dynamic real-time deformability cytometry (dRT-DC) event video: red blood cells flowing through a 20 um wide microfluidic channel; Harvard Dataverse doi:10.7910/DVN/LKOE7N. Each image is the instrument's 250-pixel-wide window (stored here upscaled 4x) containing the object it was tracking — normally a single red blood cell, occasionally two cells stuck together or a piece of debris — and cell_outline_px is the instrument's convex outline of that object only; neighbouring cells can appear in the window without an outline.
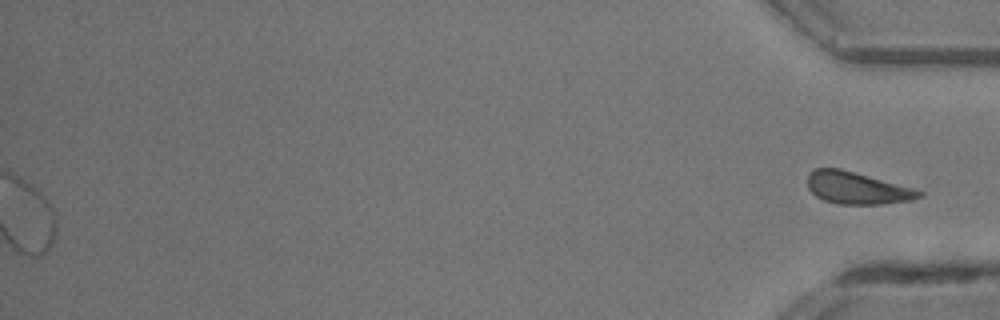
{"species": "common noctule bat (a hibernating species)", "species_latin": "Nyctalus noctula", "temperature_condition": "room temperature", "stored_images_in_passage": 45, "segment_of_instrument_passage": [2, 2], "camera_frame_rate_fps": 3000, "um_per_image_px": 0.085, "animal": {"sex": "male", "body_mass_g": 13.3}, "frame": {"image": 1, "passage_image": 45, "time_ms": 14.667, "image_size_px": [1000, 320], "cell_outline_px": [[924, 196], [908, 200], [880, 204], [836, 204], [824, 200], [816, 196], [808, 188], [808, 172], [816, 168], [840, 168], [916, 188], [924, 192]], "centroid_in_image_um": [72.86, 15.97], "position_along_channel_um": 362.3, "area_um2": 20.98}}